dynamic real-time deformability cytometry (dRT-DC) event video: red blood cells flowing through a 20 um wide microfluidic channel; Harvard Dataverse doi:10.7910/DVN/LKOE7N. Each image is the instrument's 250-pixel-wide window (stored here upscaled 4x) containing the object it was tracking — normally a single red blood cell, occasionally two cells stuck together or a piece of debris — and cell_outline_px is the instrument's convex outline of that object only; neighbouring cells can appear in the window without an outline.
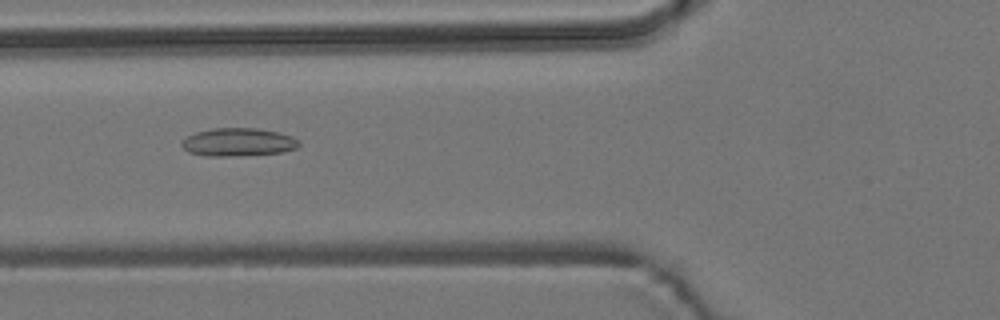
{"species": "common noctule bat (a hibernating species)", "species_latin": "Nyctalus noctula", "temperature_condition": "room temperature", "stored_images_in_passage": 5, "camera_frame_rate_fps": 3000, "um_per_image_px": 0.085, "animal": {"sex": "male", "body_mass_g": 19.2, "forearm_length_mm": 51.8}, "frame": {"image": 1, "passage_image": 5, "time_ms": 4.667, "image_size_px": [1000, 320], "cell_outline_px": [[300, 144], [296, 148], [284, 152], [228, 156], [204, 156], [188, 152], [180, 144], [180, 140], [196, 132], [212, 128], [260, 128], [280, 132], [292, 136], [300, 140]], "centroid_in_image_um": [20.25, 12.07], "position_along_channel_um": 105.6, "area_um2": 19.42}}